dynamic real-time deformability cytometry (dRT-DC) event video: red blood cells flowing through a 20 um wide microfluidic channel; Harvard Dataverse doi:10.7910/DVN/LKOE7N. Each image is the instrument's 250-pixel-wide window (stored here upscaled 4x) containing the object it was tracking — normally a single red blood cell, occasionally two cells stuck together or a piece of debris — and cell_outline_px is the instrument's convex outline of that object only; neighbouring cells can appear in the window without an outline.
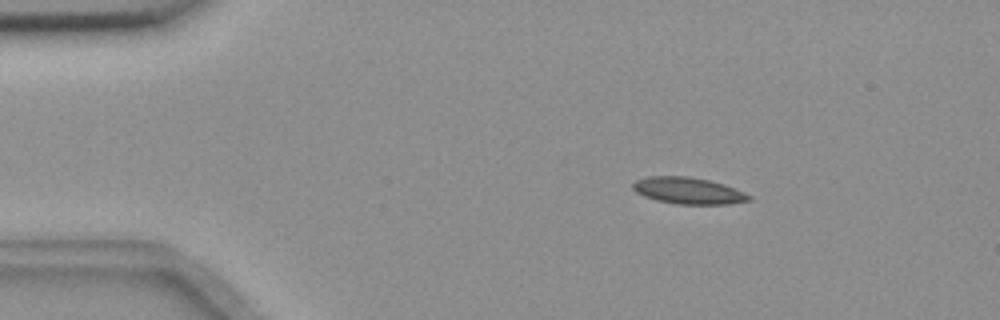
{"species": "common noctule bat (a hibernating species)", "species_latin": "Nyctalus noctula", "temperature_condition": "room temperature", "stored_images_in_passage": 4, "camera_frame_rate_fps": 3000, "um_per_image_px": 0.085, "animal": {"sex": "female", "body_mass_g": 18.4}, "frame": {"image": 1, "passage_image": 2, "time_ms": 0.333, "image_size_px": [1000, 320], "cell_outline_px": [[752, 200], [728, 204], [676, 204], [656, 200], [644, 196], [636, 192], [632, 188], [632, 184], [636, 180], [648, 176], [688, 176], [708, 180], [724, 184], [744, 192], [752, 196]], "centroid_in_image_um": [58.5, 16.21], "position_along_channel_um": 26.5, "area_um2": 18.03}}
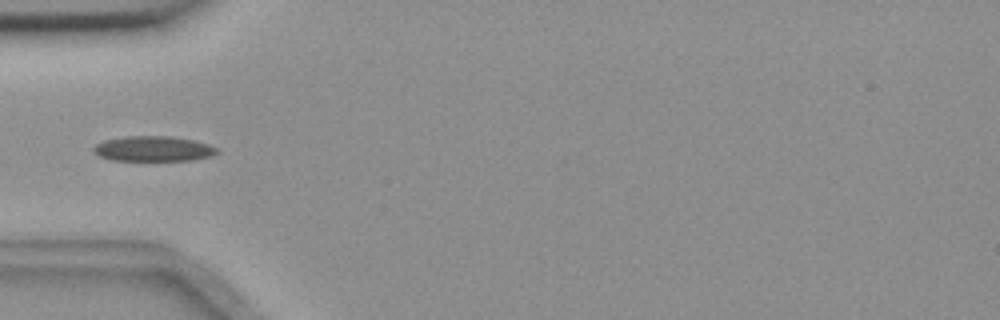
{"frame": {"image": 2, "passage_image": 4, "time_ms": 1.0, "image_size_px": [1000, 320], "cell_outline_px": [[220, 152], [212, 156], [192, 160], [112, 160], [100, 156], [92, 152], [92, 148], [96, 144], [104, 140], [124, 136], [168, 136], [192, 140], [208, 144], [216, 148]], "centroid_in_image_um": [13.01, 12.64], "position_along_channel_um": 72.0, "area_um2": 18.09}}